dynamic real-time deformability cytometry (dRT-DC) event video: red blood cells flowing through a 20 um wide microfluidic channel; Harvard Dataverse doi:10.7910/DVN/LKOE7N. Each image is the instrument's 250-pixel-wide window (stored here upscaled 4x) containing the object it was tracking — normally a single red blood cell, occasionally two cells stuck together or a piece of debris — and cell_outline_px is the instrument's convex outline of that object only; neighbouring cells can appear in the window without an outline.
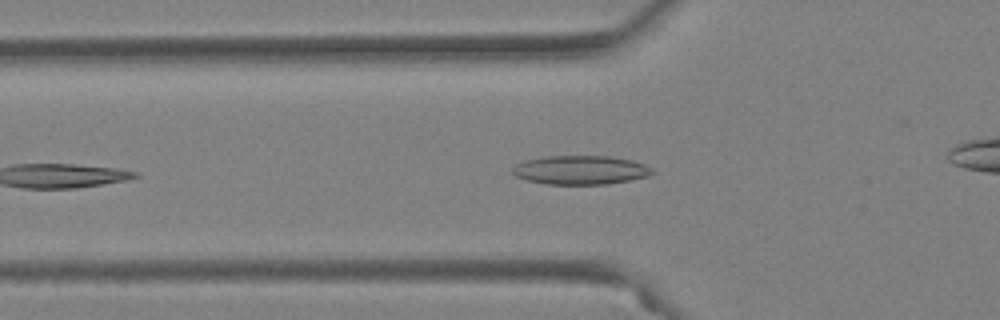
{"species": "Egyptian fruit bat (a non-hibernating species)", "species_latin": "Rousettus aegyptiacus", "temperature_condition": "warm", "stored_images_in_passage": 36, "camera_frame_rate_fps": 3000, "um_per_image_px": 0.085, "animal": {"sex": "female"}, "frame": {"image": 1, "passage_image": 6, "time_ms": 1.667, "image_size_px": [1000, 320], "cell_outline_px": [[656, 172], [648, 176], [608, 184], [544, 184], [528, 180], [516, 176], [512, 172], [512, 168], [516, 164], [524, 160], [540, 156], [608, 156], [632, 160], [644, 164], [652, 168]], "centroid_in_image_um": [49.33, 14.44], "position_along_channel_um": 76.5, "area_um2": 23.64}}
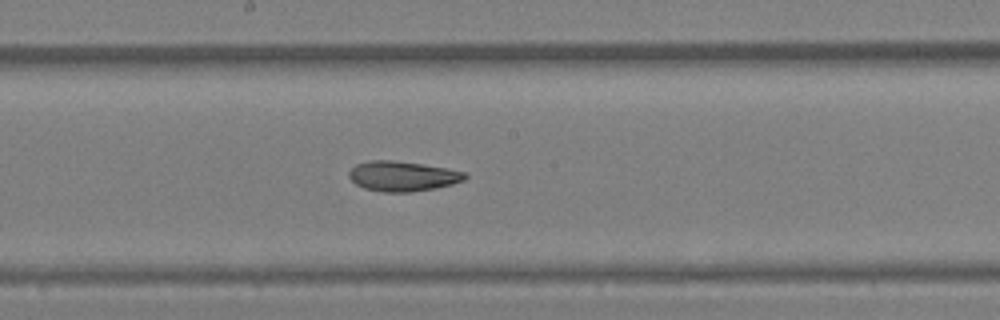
{"frame": {"image": 2, "passage_image": 16, "time_ms": 5.0, "image_size_px": [1000, 320], "cell_outline_px": [[468, 176], [464, 180], [452, 184], [436, 188], [412, 192], [380, 192], [364, 188], [356, 184], [348, 176], [348, 172], [356, 164], [368, 160], [392, 160], [448, 168], [464, 172]], "centroid_in_image_um": [34.2, 14.98], "position_along_channel_um": 214.0, "area_um2": 20.35}}
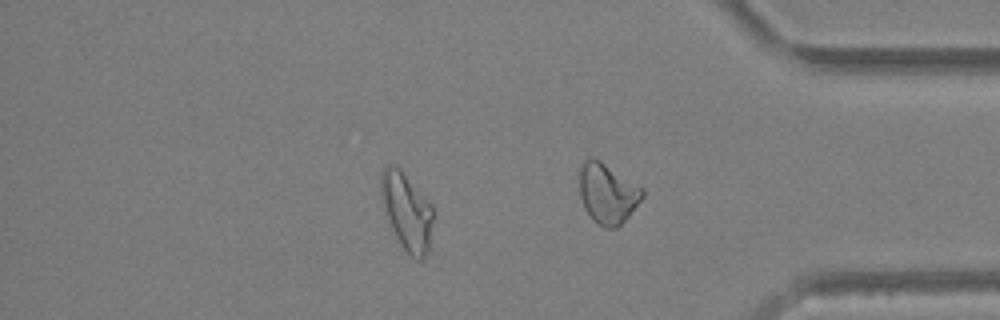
{"frame": {"image": 3, "passage_image": 29, "time_ms": 9.333, "image_size_px": [1000, 320], "cell_outline_px": [[432, 220], [428, 248], [424, 256], [420, 260], [416, 260], [400, 244], [388, 220], [380, 196], [380, 172], [388, 164], [396, 164], [400, 168], [432, 204]], "centroid_in_image_um": [34.54, 17.9], "position_along_channel_um": 400.7, "area_um2": 23.29}, "authors_computed_cell_mechanics": {"area_um2": 20.8658, "velocity_mm_per_s": 4.1153, "shape_relaxation_time_tau1_ms": null, "shape_relaxation_time_tau2_ms": 2.8886, "deformation_change_tau1": null, "deformation_change_tau2": 0.0963}}